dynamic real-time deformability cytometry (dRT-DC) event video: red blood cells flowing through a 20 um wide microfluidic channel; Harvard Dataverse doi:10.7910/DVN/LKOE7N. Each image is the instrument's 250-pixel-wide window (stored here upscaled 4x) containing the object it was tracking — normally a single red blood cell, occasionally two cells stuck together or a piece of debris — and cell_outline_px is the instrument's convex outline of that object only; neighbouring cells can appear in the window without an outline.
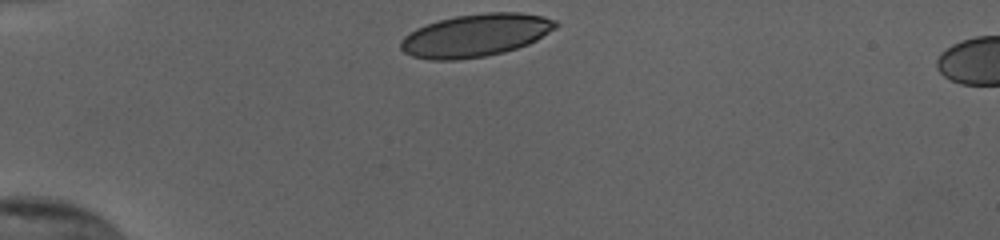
{"species": "human", "species_latin": "Homo sapiens", "temperature_condition": "cold", "stored_images_in_passage": 4, "camera_frame_rate_fps": 3000, "um_per_image_px": 0.085, "donor": {"sex": "female"}, "frame": {"image": 1, "passage_image": 1, "time_ms": 0.0, "image_size_px": [1000, 240], "cell_outline_px": [[560, 24], [556, 28], [536, 40], [528, 44], [504, 52], [484, 56], [456, 60], [428, 60], [412, 56], [404, 52], [400, 48], [400, 40], [408, 32], [416, 28], [440, 20], [456, 16], [488, 12], [520, 12], [544, 16], [556, 20]], "centroid_in_image_um": [40.43, 3.0], "position_along_channel_um": 44.6, "area_um2": 38.67}}